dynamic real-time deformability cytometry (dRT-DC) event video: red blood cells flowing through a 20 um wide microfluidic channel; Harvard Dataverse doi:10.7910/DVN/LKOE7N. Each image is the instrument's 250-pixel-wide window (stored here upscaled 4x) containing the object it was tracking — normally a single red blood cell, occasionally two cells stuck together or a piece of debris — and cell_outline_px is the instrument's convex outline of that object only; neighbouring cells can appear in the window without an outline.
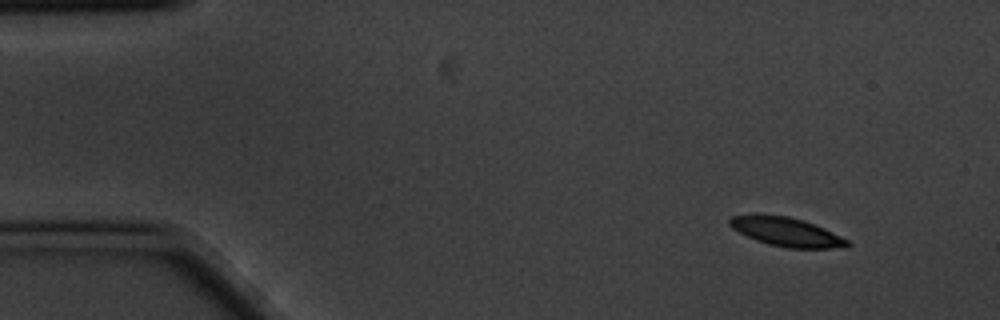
{"species": "common noctule bat (a hibernating species)", "species_latin": "Nyctalus noctula", "temperature_condition": "cold", "stored_images_in_passage": 5, "camera_frame_rate_fps": 3000, "um_per_image_px": 0.085, "animal": {"sex": "male", "body_mass_g": 20.1, "forearm_length_mm": 53.5}, "frame": {"image": 1, "passage_image": 1, "time_ms": 0.0, "image_size_px": [1000, 320], "cell_outline_px": [[852, 244], [848, 248], [788, 248], [768, 244], [756, 240], [732, 228], [728, 224], [728, 220], [732, 216], [788, 216], [804, 220], [824, 228], [848, 240]], "centroid_in_image_um": [66.93, 19.74], "position_along_channel_um": 18.1, "area_um2": 19.42}}